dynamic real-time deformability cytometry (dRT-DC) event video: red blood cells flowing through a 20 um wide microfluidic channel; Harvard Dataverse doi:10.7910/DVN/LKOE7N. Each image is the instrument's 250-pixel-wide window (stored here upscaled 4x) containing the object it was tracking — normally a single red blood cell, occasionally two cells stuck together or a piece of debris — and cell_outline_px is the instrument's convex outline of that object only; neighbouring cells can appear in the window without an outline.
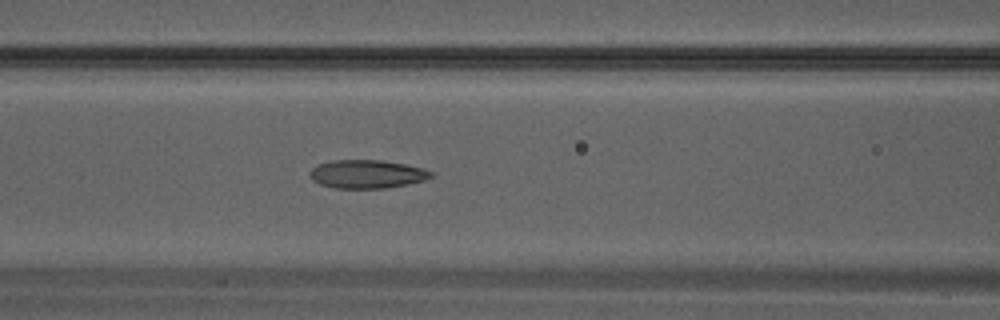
{"species": "Egyptian fruit bat (a non-hibernating species)", "species_latin": "Rousettus aegyptiacus", "temperature_condition": "warm", "stored_images_in_passage": 27, "camera_frame_rate_fps": 3000, "um_per_image_px": 0.085, "animal": {"sex": "male"}, "frame": {"image": 1, "passage_image": 7, "time_ms": 2.0, "image_size_px": [1000, 320], "cell_outline_px": [[432, 176], [424, 180], [408, 184], [384, 188], [336, 188], [320, 184], [312, 180], [308, 176], [308, 172], [316, 164], [332, 160], [380, 160], [404, 164], [424, 168], [432, 172]], "centroid_in_image_um": [31.14, 14.79], "position_along_channel_um": 135.5, "area_um2": 20.11}}
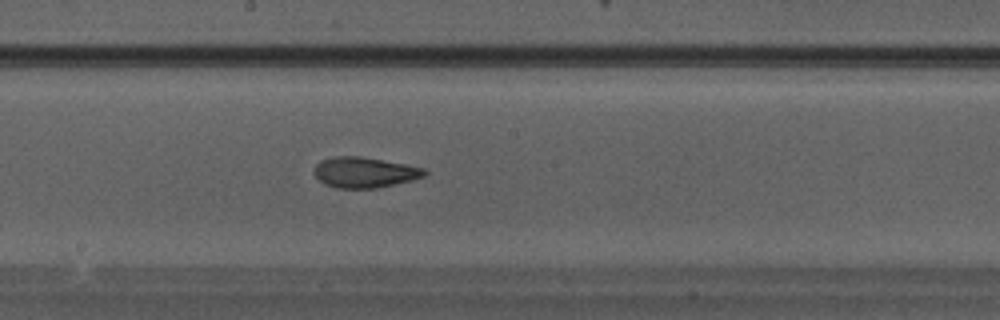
{"frame": {"image": 2, "passage_image": 11, "time_ms": 3.333, "image_size_px": [1000, 320], "cell_outline_px": [[428, 172], [424, 176], [412, 180], [376, 188], [336, 188], [324, 184], [312, 172], [316, 164], [320, 160], [336, 156], [360, 156], [404, 164], [424, 168]], "centroid_in_image_um": [30.95, 14.65], "position_along_channel_um": 217.3, "area_um2": 19.59}}
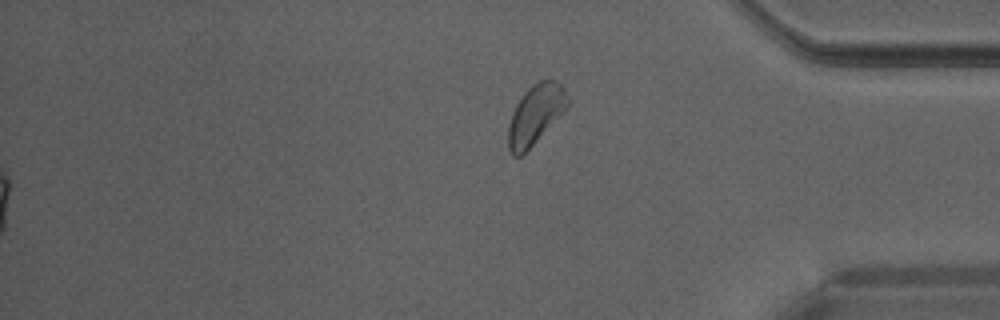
{"frame": {"image": 3, "passage_image": 27, "time_ms": 8.667, "image_size_px": [1000, 320], "cell_outline_px": [[568, 108], [520, 156], [512, 156], [508, 148], [508, 124], [512, 112], [516, 104], [524, 92], [532, 84], [540, 80], [556, 80], [560, 84], [568, 96]], "centroid_in_image_um": [45.5, 9.71], "position_along_channel_um": 389.7, "area_um2": 20.35}}